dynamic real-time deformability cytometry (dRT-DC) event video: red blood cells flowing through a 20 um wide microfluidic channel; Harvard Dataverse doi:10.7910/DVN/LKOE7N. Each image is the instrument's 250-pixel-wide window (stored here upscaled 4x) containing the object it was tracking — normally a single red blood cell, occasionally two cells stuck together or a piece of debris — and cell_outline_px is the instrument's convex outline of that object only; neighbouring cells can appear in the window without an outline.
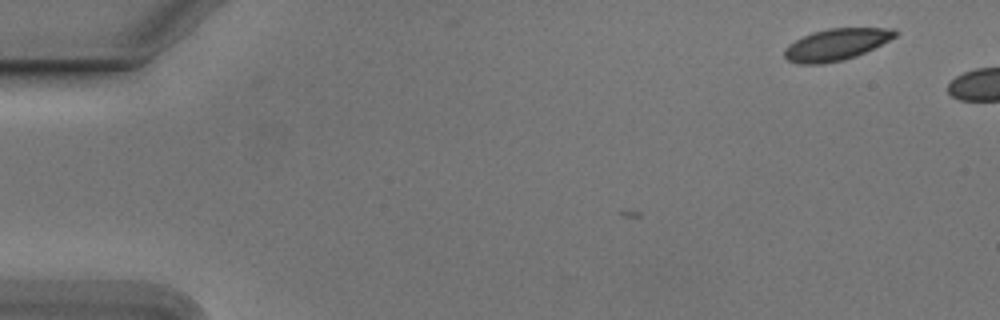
{"species": "Egyptian fruit bat (a non-hibernating species)", "species_latin": "Rousettus aegyptiacus", "temperature_condition": "cold", "stored_images_in_passage": 4, "camera_frame_rate_fps": 3000, "um_per_image_px": 0.085, "animal": {"sex": "male"}, "frame": {"image": 1, "passage_image": 4, "time_ms": 1.0, "image_size_px": [1000, 320], "cell_outline_px": [[900, 32], [896, 36], [856, 56], [844, 60], [824, 64], [800, 64], [788, 60], [784, 56], [784, 48], [788, 44], [812, 32], [828, 28], [896, 28]], "centroid_in_image_um": [71.07, 3.78], "position_along_channel_um": 13.9, "area_um2": 20.4}}